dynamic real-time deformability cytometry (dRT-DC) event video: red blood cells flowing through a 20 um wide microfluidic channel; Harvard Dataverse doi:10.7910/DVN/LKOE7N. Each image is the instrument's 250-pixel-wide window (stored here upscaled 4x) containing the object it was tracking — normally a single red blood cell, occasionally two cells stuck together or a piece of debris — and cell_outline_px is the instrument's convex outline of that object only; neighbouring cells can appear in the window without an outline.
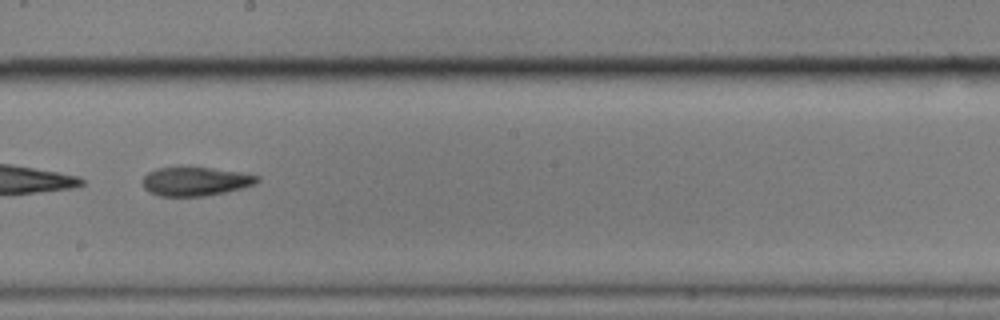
{"species": "common noctule bat (a hibernating species)", "species_latin": "Nyctalus noctula", "temperature_condition": "cold", "stored_images_in_passage": 58, "camera_frame_rate_fps": 3000, "um_per_image_px": 0.085, "animal": {"sex": "male", "body_mass_g": 17.9}, "frame": {"image": 1, "passage_image": 34, "time_ms": 11.0, "image_size_px": [1000, 320], "cell_outline_px": [[260, 180], [256, 184], [244, 188], [204, 196], [160, 196], [148, 192], [144, 188], [140, 180], [148, 172], [156, 168], [212, 168], [240, 172], [260, 176]], "centroid_in_image_um": [16.61, 15.43], "position_along_channel_um": 231.6, "area_um2": 19.31}, "authors_computed_cell_mechanics": {"area_um2": 28.6977, "velocity_mm_per_s": 3.3714, "shape_relaxation_time_tau1_ms": 11.3831, "shape_relaxation_time_tau2_ms": null, "deformation_change_tau1": 0.1481, "deformation_change_tau2": null}}